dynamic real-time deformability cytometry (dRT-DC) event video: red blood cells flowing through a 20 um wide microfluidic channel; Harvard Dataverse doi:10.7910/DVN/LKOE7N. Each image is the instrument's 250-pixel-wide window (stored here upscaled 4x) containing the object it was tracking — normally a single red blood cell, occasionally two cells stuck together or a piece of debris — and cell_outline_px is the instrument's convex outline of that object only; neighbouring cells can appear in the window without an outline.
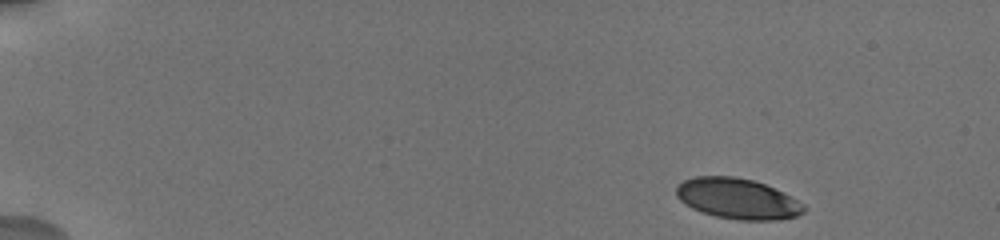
{"species": "human", "species_latin": "Homo sapiens", "temperature_condition": "cold", "stored_images_in_passage": 8, "camera_frame_rate_fps": 3000, "um_per_image_px": 0.085, "donor": {"sex": "male"}, "frame": {"image": 1, "passage_image": 1, "time_ms": 0.0, "image_size_px": [1000, 240], "cell_outline_px": [[808, 208], [804, 212], [796, 216], [776, 220], [740, 220], [716, 216], [692, 208], [680, 200], [676, 196], [676, 184], [684, 180], [696, 176], [736, 176], [752, 180], [764, 184], [784, 192], [804, 204]], "centroid_in_image_um": [62.7, 16.88], "position_along_channel_um": 22.3, "area_um2": 30.23}}
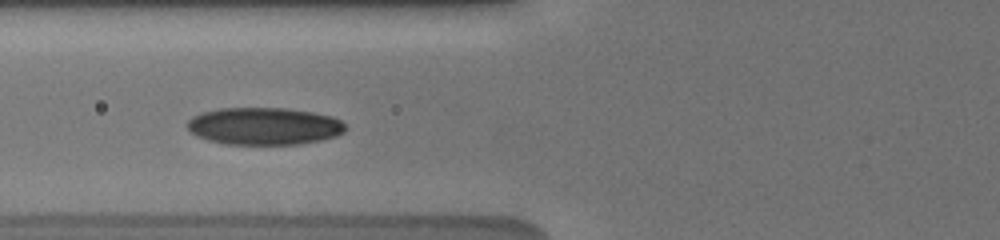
{"frame": {"image": 2, "passage_image": 6, "time_ms": 5.667, "image_size_px": [1000, 240], "cell_outline_px": [[348, 128], [344, 132], [336, 136], [320, 140], [300, 144], [224, 144], [208, 140], [196, 136], [188, 128], [188, 120], [192, 116], [200, 112], [220, 108], [288, 108], [312, 112], [332, 116], [340, 120]], "centroid_in_image_um": [22.45, 10.72], "position_along_channel_um": 103.3, "area_um2": 34.56}}
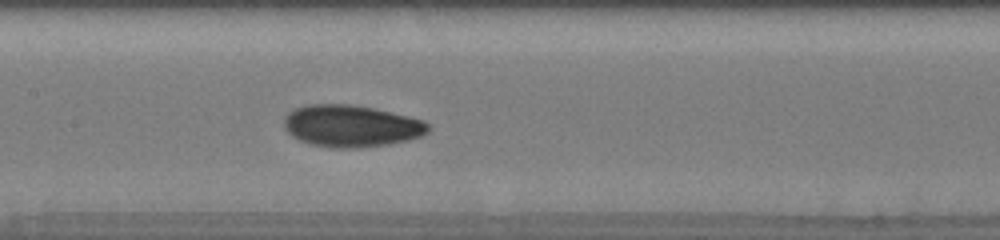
{"frame": {"image": 3, "passage_image": 8, "time_ms": 7.667, "image_size_px": [1000, 240], "cell_outline_px": [[428, 132], [420, 136], [408, 140], [388, 144], [356, 148], [332, 148], [312, 144], [300, 140], [292, 136], [284, 128], [284, 116], [288, 112], [296, 108], [308, 104], [348, 104], [372, 108], [408, 116], [424, 120], [428, 124]], "centroid_in_image_um": [29.83, 10.71], "position_along_channel_um": 177.6, "area_um2": 35.08}}